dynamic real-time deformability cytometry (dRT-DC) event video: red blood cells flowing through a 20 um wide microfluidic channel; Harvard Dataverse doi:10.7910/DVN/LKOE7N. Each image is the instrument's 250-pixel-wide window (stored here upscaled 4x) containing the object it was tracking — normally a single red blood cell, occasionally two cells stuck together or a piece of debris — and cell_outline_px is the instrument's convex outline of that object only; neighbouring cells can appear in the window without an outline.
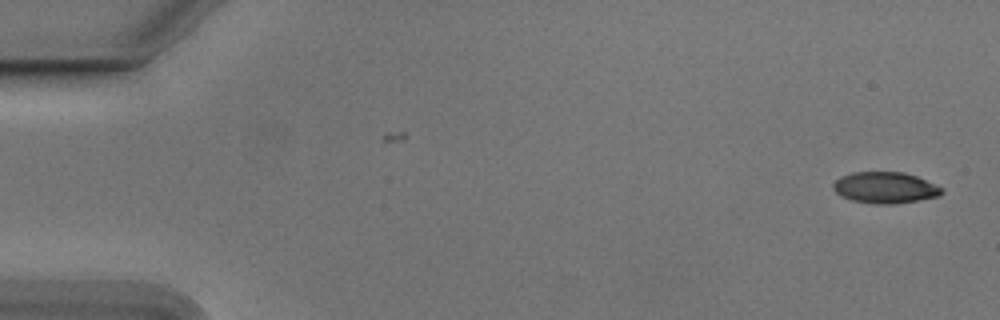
{"species": "Egyptian fruit bat (a non-hibernating species)", "species_latin": "Rousettus aegyptiacus", "temperature_condition": "cold", "stored_images_in_passage": 50, "camera_frame_rate_fps": 3000, "um_per_image_px": 0.085, "animal": {"sex": "male"}, "frame": {"image": 1, "passage_image": 1, "time_ms": 0.0, "image_size_px": [1000, 320], "cell_outline_px": [[944, 192], [940, 196], [896, 204], [872, 204], [852, 200], [840, 196], [832, 188], [832, 184], [840, 176], [852, 172], [904, 172], [916, 176], [944, 188]], "centroid_in_image_um": [75.23, 15.95], "position_along_channel_um": 9.8, "area_um2": 20.0}}
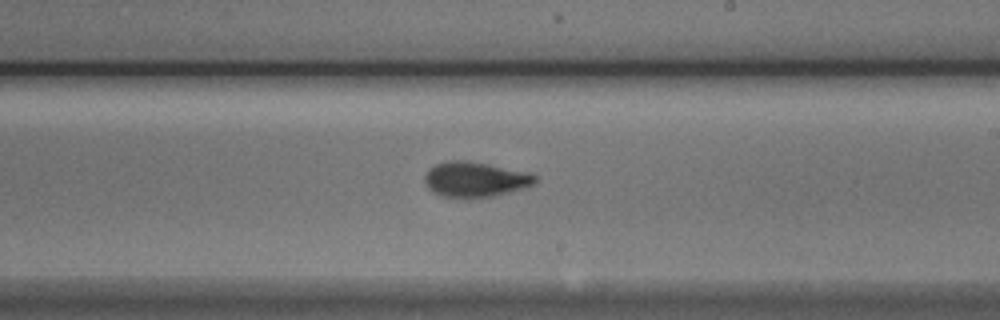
{"frame": {"image": 2, "passage_image": 31, "time_ms": 10.0, "image_size_px": [1000, 320], "cell_outline_px": [[536, 180], [532, 184], [508, 192], [492, 196], [468, 200], [464, 200], [440, 196], [432, 192], [424, 184], [424, 176], [428, 168], [436, 164], [448, 160], [468, 160], [528, 172], [536, 176]], "centroid_in_image_um": [40.29, 15.27], "position_along_channel_um": 248.7, "area_um2": 23.06}}
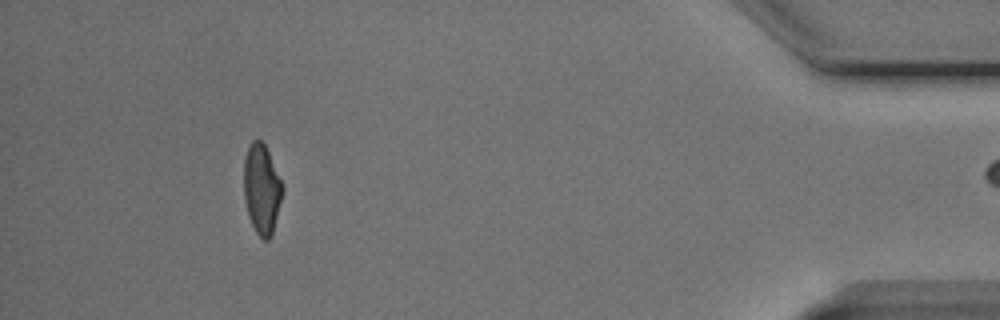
{"frame": {"image": 3, "passage_image": 49, "time_ms": 16.0, "image_size_px": [1000, 320], "cell_outline_px": [[284, 192], [272, 236], [268, 240], [264, 240], [256, 232], [248, 216], [244, 200], [244, 156], [252, 140], [260, 140], [264, 144], [268, 152], [284, 188]], "centroid_in_image_um": [22.25, 16.11], "position_along_channel_um": 413.0, "area_um2": 20.29}}